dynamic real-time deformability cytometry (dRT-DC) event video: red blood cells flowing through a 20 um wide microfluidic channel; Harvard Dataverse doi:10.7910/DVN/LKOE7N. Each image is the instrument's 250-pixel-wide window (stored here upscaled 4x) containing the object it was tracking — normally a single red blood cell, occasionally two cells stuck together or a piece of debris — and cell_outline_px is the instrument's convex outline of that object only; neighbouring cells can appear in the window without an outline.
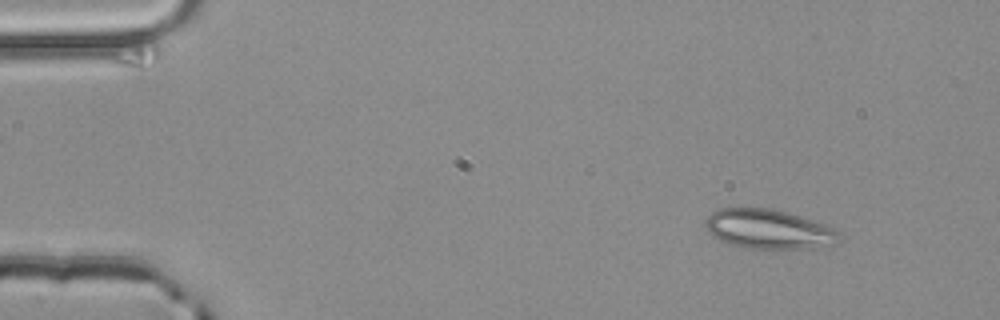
{"species": "common noctule bat (a hibernating species)", "species_latin": "Nyctalus noctula", "temperature_condition": "room temperature", "stored_images_in_passage": 2, "camera_frame_rate_fps": 3000, "um_per_image_px": 0.085, "animal": {"sex": "male", "body_mass_g": 20.4}, "frame": {"image": 1, "passage_image": 1, "time_ms": 0.0, "image_size_px": [1000, 320], "cell_outline_px": [[840, 244], [808, 248], [748, 248], [732, 244], [720, 240], [712, 236], [708, 228], [708, 216], [712, 212], [720, 208], [772, 208], [800, 216], [836, 228], [840, 232]], "centroid_in_image_um": [65.42, 19.48], "position_along_channel_um": 19.6, "area_um2": 30.52}}